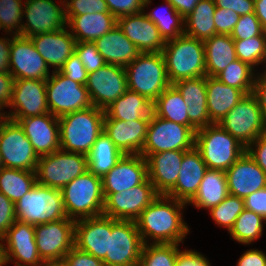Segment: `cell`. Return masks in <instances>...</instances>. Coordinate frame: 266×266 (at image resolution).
<instances>
[{
  "mask_svg": "<svg viewBox=\"0 0 266 266\" xmlns=\"http://www.w3.org/2000/svg\"><path fill=\"white\" fill-rule=\"evenodd\" d=\"M187 203L159 195L135 220L144 244H184L190 235V225L185 222Z\"/></svg>",
  "mask_w": 266,
  "mask_h": 266,
  "instance_id": "obj_1",
  "label": "cell"
},
{
  "mask_svg": "<svg viewBox=\"0 0 266 266\" xmlns=\"http://www.w3.org/2000/svg\"><path fill=\"white\" fill-rule=\"evenodd\" d=\"M104 116L103 109L91 106L59 117L60 149L87 155L104 131Z\"/></svg>",
  "mask_w": 266,
  "mask_h": 266,
  "instance_id": "obj_2",
  "label": "cell"
},
{
  "mask_svg": "<svg viewBox=\"0 0 266 266\" xmlns=\"http://www.w3.org/2000/svg\"><path fill=\"white\" fill-rule=\"evenodd\" d=\"M162 54L171 85L180 80L206 76L203 41L182 34L166 41Z\"/></svg>",
  "mask_w": 266,
  "mask_h": 266,
  "instance_id": "obj_3",
  "label": "cell"
},
{
  "mask_svg": "<svg viewBox=\"0 0 266 266\" xmlns=\"http://www.w3.org/2000/svg\"><path fill=\"white\" fill-rule=\"evenodd\" d=\"M67 218L79 220L103 215L102 178L89 170L61 189Z\"/></svg>",
  "mask_w": 266,
  "mask_h": 266,
  "instance_id": "obj_4",
  "label": "cell"
},
{
  "mask_svg": "<svg viewBox=\"0 0 266 266\" xmlns=\"http://www.w3.org/2000/svg\"><path fill=\"white\" fill-rule=\"evenodd\" d=\"M195 147L208 169L222 171L229 169L246 152V147L218 123L196 130Z\"/></svg>",
  "mask_w": 266,
  "mask_h": 266,
  "instance_id": "obj_5",
  "label": "cell"
},
{
  "mask_svg": "<svg viewBox=\"0 0 266 266\" xmlns=\"http://www.w3.org/2000/svg\"><path fill=\"white\" fill-rule=\"evenodd\" d=\"M128 89L154 102L168 88L166 63L161 53H141L126 67Z\"/></svg>",
  "mask_w": 266,
  "mask_h": 266,
  "instance_id": "obj_6",
  "label": "cell"
},
{
  "mask_svg": "<svg viewBox=\"0 0 266 266\" xmlns=\"http://www.w3.org/2000/svg\"><path fill=\"white\" fill-rule=\"evenodd\" d=\"M16 220L39 225L67 218L61 190L36 183L15 203Z\"/></svg>",
  "mask_w": 266,
  "mask_h": 266,
  "instance_id": "obj_7",
  "label": "cell"
},
{
  "mask_svg": "<svg viewBox=\"0 0 266 266\" xmlns=\"http://www.w3.org/2000/svg\"><path fill=\"white\" fill-rule=\"evenodd\" d=\"M87 170V155L59 149L39 157L36 179L40 185L61 190Z\"/></svg>",
  "mask_w": 266,
  "mask_h": 266,
  "instance_id": "obj_8",
  "label": "cell"
},
{
  "mask_svg": "<svg viewBox=\"0 0 266 266\" xmlns=\"http://www.w3.org/2000/svg\"><path fill=\"white\" fill-rule=\"evenodd\" d=\"M265 117L253 93L246 94L218 124L246 148L265 133Z\"/></svg>",
  "mask_w": 266,
  "mask_h": 266,
  "instance_id": "obj_9",
  "label": "cell"
},
{
  "mask_svg": "<svg viewBox=\"0 0 266 266\" xmlns=\"http://www.w3.org/2000/svg\"><path fill=\"white\" fill-rule=\"evenodd\" d=\"M194 146L195 132L189 126L160 118L153 113L140 155L147 159L154 153L171 150L187 151Z\"/></svg>",
  "mask_w": 266,
  "mask_h": 266,
  "instance_id": "obj_10",
  "label": "cell"
},
{
  "mask_svg": "<svg viewBox=\"0 0 266 266\" xmlns=\"http://www.w3.org/2000/svg\"><path fill=\"white\" fill-rule=\"evenodd\" d=\"M0 153L3 167L37 170L39 156L17 121L0 116Z\"/></svg>",
  "mask_w": 266,
  "mask_h": 266,
  "instance_id": "obj_11",
  "label": "cell"
},
{
  "mask_svg": "<svg viewBox=\"0 0 266 266\" xmlns=\"http://www.w3.org/2000/svg\"><path fill=\"white\" fill-rule=\"evenodd\" d=\"M143 245L135 221L111 218L108 251L103 263L106 266H138Z\"/></svg>",
  "mask_w": 266,
  "mask_h": 266,
  "instance_id": "obj_12",
  "label": "cell"
},
{
  "mask_svg": "<svg viewBox=\"0 0 266 266\" xmlns=\"http://www.w3.org/2000/svg\"><path fill=\"white\" fill-rule=\"evenodd\" d=\"M35 242L41 259L47 265L59 264L74 247L75 220L59 219L34 225Z\"/></svg>",
  "mask_w": 266,
  "mask_h": 266,
  "instance_id": "obj_13",
  "label": "cell"
},
{
  "mask_svg": "<svg viewBox=\"0 0 266 266\" xmlns=\"http://www.w3.org/2000/svg\"><path fill=\"white\" fill-rule=\"evenodd\" d=\"M46 98L49 112L58 118L93 106L86 85L59 71H53L46 80Z\"/></svg>",
  "mask_w": 266,
  "mask_h": 266,
  "instance_id": "obj_14",
  "label": "cell"
},
{
  "mask_svg": "<svg viewBox=\"0 0 266 266\" xmlns=\"http://www.w3.org/2000/svg\"><path fill=\"white\" fill-rule=\"evenodd\" d=\"M103 194L104 216L115 220L132 221H135L141 212L159 196L149 179L127 191Z\"/></svg>",
  "mask_w": 266,
  "mask_h": 266,
  "instance_id": "obj_15",
  "label": "cell"
},
{
  "mask_svg": "<svg viewBox=\"0 0 266 266\" xmlns=\"http://www.w3.org/2000/svg\"><path fill=\"white\" fill-rule=\"evenodd\" d=\"M63 7L65 4L62 0L58 3L56 0H24L20 35L31 37L66 27L67 20Z\"/></svg>",
  "mask_w": 266,
  "mask_h": 266,
  "instance_id": "obj_16",
  "label": "cell"
},
{
  "mask_svg": "<svg viewBox=\"0 0 266 266\" xmlns=\"http://www.w3.org/2000/svg\"><path fill=\"white\" fill-rule=\"evenodd\" d=\"M86 88L92 105L105 110L128 90L125 67L106 63L88 73Z\"/></svg>",
  "mask_w": 266,
  "mask_h": 266,
  "instance_id": "obj_17",
  "label": "cell"
},
{
  "mask_svg": "<svg viewBox=\"0 0 266 266\" xmlns=\"http://www.w3.org/2000/svg\"><path fill=\"white\" fill-rule=\"evenodd\" d=\"M8 109L9 112H5L3 116L9 119H23L50 113L46 98V81L15 79Z\"/></svg>",
  "mask_w": 266,
  "mask_h": 266,
  "instance_id": "obj_18",
  "label": "cell"
},
{
  "mask_svg": "<svg viewBox=\"0 0 266 266\" xmlns=\"http://www.w3.org/2000/svg\"><path fill=\"white\" fill-rule=\"evenodd\" d=\"M6 264L14 266H47L41 259L35 242L33 224L16 220L2 237Z\"/></svg>",
  "mask_w": 266,
  "mask_h": 266,
  "instance_id": "obj_19",
  "label": "cell"
},
{
  "mask_svg": "<svg viewBox=\"0 0 266 266\" xmlns=\"http://www.w3.org/2000/svg\"><path fill=\"white\" fill-rule=\"evenodd\" d=\"M9 57L10 74L14 79L46 81L52 74L45 60L36 50L30 37L12 35Z\"/></svg>",
  "mask_w": 266,
  "mask_h": 266,
  "instance_id": "obj_20",
  "label": "cell"
},
{
  "mask_svg": "<svg viewBox=\"0 0 266 266\" xmlns=\"http://www.w3.org/2000/svg\"><path fill=\"white\" fill-rule=\"evenodd\" d=\"M147 179V160L140 154H125L102 178L103 193L127 191Z\"/></svg>",
  "mask_w": 266,
  "mask_h": 266,
  "instance_id": "obj_21",
  "label": "cell"
},
{
  "mask_svg": "<svg viewBox=\"0 0 266 266\" xmlns=\"http://www.w3.org/2000/svg\"><path fill=\"white\" fill-rule=\"evenodd\" d=\"M111 218L101 215L75 221L74 246L103 261L108 251Z\"/></svg>",
  "mask_w": 266,
  "mask_h": 266,
  "instance_id": "obj_22",
  "label": "cell"
},
{
  "mask_svg": "<svg viewBox=\"0 0 266 266\" xmlns=\"http://www.w3.org/2000/svg\"><path fill=\"white\" fill-rule=\"evenodd\" d=\"M22 127L37 155L44 156L60 149L58 117L51 113L31 116L23 119H12Z\"/></svg>",
  "mask_w": 266,
  "mask_h": 266,
  "instance_id": "obj_23",
  "label": "cell"
},
{
  "mask_svg": "<svg viewBox=\"0 0 266 266\" xmlns=\"http://www.w3.org/2000/svg\"><path fill=\"white\" fill-rule=\"evenodd\" d=\"M117 25L141 53H161L165 41L144 11L117 18Z\"/></svg>",
  "mask_w": 266,
  "mask_h": 266,
  "instance_id": "obj_24",
  "label": "cell"
},
{
  "mask_svg": "<svg viewBox=\"0 0 266 266\" xmlns=\"http://www.w3.org/2000/svg\"><path fill=\"white\" fill-rule=\"evenodd\" d=\"M225 172L230 195L244 199L266 187V173L247 151Z\"/></svg>",
  "mask_w": 266,
  "mask_h": 266,
  "instance_id": "obj_25",
  "label": "cell"
},
{
  "mask_svg": "<svg viewBox=\"0 0 266 266\" xmlns=\"http://www.w3.org/2000/svg\"><path fill=\"white\" fill-rule=\"evenodd\" d=\"M36 50L53 71H59L68 58L75 52L76 40L67 26L56 31L30 37Z\"/></svg>",
  "mask_w": 266,
  "mask_h": 266,
  "instance_id": "obj_26",
  "label": "cell"
},
{
  "mask_svg": "<svg viewBox=\"0 0 266 266\" xmlns=\"http://www.w3.org/2000/svg\"><path fill=\"white\" fill-rule=\"evenodd\" d=\"M149 120L150 117L130 121L104 119L103 132L124 155L140 154L145 143Z\"/></svg>",
  "mask_w": 266,
  "mask_h": 266,
  "instance_id": "obj_27",
  "label": "cell"
},
{
  "mask_svg": "<svg viewBox=\"0 0 266 266\" xmlns=\"http://www.w3.org/2000/svg\"><path fill=\"white\" fill-rule=\"evenodd\" d=\"M184 153L181 150L162 151L146 159L148 179L159 195H166L175 186Z\"/></svg>",
  "mask_w": 266,
  "mask_h": 266,
  "instance_id": "obj_28",
  "label": "cell"
},
{
  "mask_svg": "<svg viewBox=\"0 0 266 266\" xmlns=\"http://www.w3.org/2000/svg\"><path fill=\"white\" fill-rule=\"evenodd\" d=\"M207 169L200 151L195 146L185 151L177 182L166 195L188 203L197 193Z\"/></svg>",
  "mask_w": 266,
  "mask_h": 266,
  "instance_id": "obj_29",
  "label": "cell"
},
{
  "mask_svg": "<svg viewBox=\"0 0 266 266\" xmlns=\"http://www.w3.org/2000/svg\"><path fill=\"white\" fill-rule=\"evenodd\" d=\"M172 85L188 106L189 122L197 130L212 124L207 108L206 76L180 80Z\"/></svg>",
  "mask_w": 266,
  "mask_h": 266,
  "instance_id": "obj_30",
  "label": "cell"
},
{
  "mask_svg": "<svg viewBox=\"0 0 266 266\" xmlns=\"http://www.w3.org/2000/svg\"><path fill=\"white\" fill-rule=\"evenodd\" d=\"M98 52L102 55L105 63L126 67L141 52L124 35L116 25L109 32L94 41Z\"/></svg>",
  "mask_w": 266,
  "mask_h": 266,
  "instance_id": "obj_31",
  "label": "cell"
},
{
  "mask_svg": "<svg viewBox=\"0 0 266 266\" xmlns=\"http://www.w3.org/2000/svg\"><path fill=\"white\" fill-rule=\"evenodd\" d=\"M207 108L211 123H218L245 96L216 77L206 76Z\"/></svg>",
  "mask_w": 266,
  "mask_h": 266,
  "instance_id": "obj_32",
  "label": "cell"
},
{
  "mask_svg": "<svg viewBox=\"0 0 266 266\" xmlns=\"http://www.w3.org/2000/svg\"><path fill=\"white\" fill-rule=\"evenodd\" d=\"M117 25V18L111 13H93L72 16L67 28L78 42H94Z\"/></svg>",
  "mask_w": 266,
  "mask_h": 266,
  "instance_id": "obj_33",
  "label": "cell"
},
{
  "mask_svg": "<svg viewBox=\"0 0 266 266\" xmlns=\"http://www.w3.org/2000/svg\"><path fill=\"white\" fill-rule=\"evenodd\" d=\"M228 195L226 172L207 169L197 193L187 205L209 211L212 207L219 205Z\"/></svg>",
  "mask_w": 266,
  "mask_h": 266,
  "instance_id": "obj_34",
  "label": "cell"
},
{
  "mask_svg": "<svg viewBox=\"0 0 266 266\" xmlns=\"http://www.w3.org/2000/svg\"><path fill=\"white\" fill-rule=\"evenodd\" d=\"M206 76L215 77L237 60L234 40L227 34H215L204 41Z\"/></svg>",
  "mask_w": 266,
  "mask_h": 266,
  "instance_id": "obj_35",
  "label": "cell"
},
{
  "mask_svg": "<svg viewBox=\"0 0 266 266\" xmlns=\"http://www.w3.org/2000/svg\"><path fill=\"white\" fill-rule=\"evenodd\" d=\"M104 113V119L138 120L152 116L153 102L128 89L116 101L106 107Z\"/></svg>",
  "mask_w": 266,
  "mask_h": 266,
  "instance_id": "obj_36",
  "label": "cell"
},
{
  "mask_svg": "<svg viewBox=\"0 0 266 266\" xmlns=\"http://www.w3.org/2000/svg\"><path fill=\"white\" fill-rule=\"evenodd\" d=\"M213 0H200L193 11L184 18V34L205 41L216 34Z\"/></svg>",
  "mask_w": 266,
  "mask_h": 266,
  "instance_id": "obj_37",
  "label": "cell"
},
{
  "mask_svg": "<svg viewBox=\"0 0 266 266\" xmlns=\"http://www.w3.org/2000/svg\"><path fill=\"white\" fill-rule=\"evenodd\" d=\"M123 155L114 142L102 132L87 154L88 170L103 178Z\"/></svg>",
  "mask_w": 266,
  "mask_h": 266,
  "instance_id": "obj_38",
  "label": "cell"
},
{
  "mask_svg": "<svg viewBox=\"0 0 266 266\" xmlns=\"http://www.w3.org/2000/svg\"><path fill=\"white\" fill-rule=\"evenodd\" d=\"M152 0H144V13L157 26L161 37L164 41L176 39L184 34V18L174 9L168 1L162 3V7L151 9ZM146 9H148L146 11Z\"/></svg>",
  "mask_w": 266,
  "mask_h": 266,
  "instance_id": "obj_39",
  "label": "cell"
},
{
  "mask_svg": "<svg viewBox=\"0 0 266 266\" xmlns=\"http://www.w3.org/2000/svg\"><path fill=\"white\" fill-rule=\"evenodd\" d=\"M188 106L180 92L170 85L153 102V113L163 119L189 126L194 132L196 128L189 122Z\"/></svg>",
  "mask_w": 266,
  "mask_h": 266,
  "instance_id": "obj_40",
  "label": "cell"
},
{
  "mask_svg": "<svg viewBox=\"0 0 266 266\" xmlns=\"http://www.w3.org/2000/svg\"><path fill=\"white\" fill-rule=\"evenodd\" d=\"M37 183L36 172L2 167L0 192L16 203Z\"/></svg>",
  "mask_w": 266,
  "mask_h": 266,
  "instance_id": "obj_41",
  "label": "cell"
},
{
  "mask_svg": "<svg viewBox=\"0 0 266 266\" xmlns=\"http://www.w3.org/2000/svg\"><path fill=\"white\" fill-rule=\"evenodd\" d=\"M265 224L266 220L262 216L244 209L237 217L229 234L238 244L249 246L262 237Z\"/></svg>",
  "mask_w": 266,
  "mask_h": 266,
  "instance_id": "obj_42",
  "label": "cell"
},
{
  "mask_svg": "<svg viewBox=\"0 0 266 266\" xmlns=\"http://www.w3.org/2000/svg\"><path fill=\"white\" fill-rule=\"evenodd\" d=\"M256 74L251 66L237 59L215 77L228 86L240 89L246 95L253 93Z\"/></svg>",
  "mask_w": 266,
  "mask_h": 266,
  "instance_id": "obj_43",
  "label": "cell"
},
{
  "mask_svg": "<svg viewBox=\"0 0 266 266\" xmlns=\"http://www.w3.org/2000/svg\"><path fill=\"white\" fill-rule=\"evenodd\" d=\"M234 44L237 59L251 66L257 73L259 65H263L266 71V31L246 40H234Z\"/></svg>",
  "mask_w": 266,
  "mask_h": 266,
  "instance_id": "obj_44",
  "label": "cell"
},
{
  "mask_svg": "<svg viewBox=\"0 0 266 266\" xmlns=\"http://www.w3.org/2000/svg\"><path fill=\"white\" fill-rule=\"evenodd\" d=\"M182 244H144L138 266H175Z\"/></svg>",
  "mask_w": 266,
  "mask_h": 266,
  "instance_id": "obj_45",
  "label": "cell"
},
{
  "mask_svg": "<svg viewBox=\"0 0 266 266\" xmlns=\"http://www.w3.org/2000/svg\"><path fill=\"white\" fill-rule=\"evenodd\" d=\"M243 210L244 199L229 194L219 205L212 207L208 212L215 224L225 228L229 233Z\"/></svg>",
  "mask_w": 266,
  "mask_h": 266,
  "instance_id": "obj_46",
  "label": "cell"
},
{
  "mask_svg": "<svg viewBox=\"0 0 266 266\" xmlns=\"http://www.w3.org/2000/svg\"><path fill=\"white\" fill-rule=\"evenodd\" d=\"M23 0H0V31L5 34L22 33Z\"/></svg>",
  "mask_w": 266,
  "mask_h": 266,
  "instance_id": "obj_47",
  "label": "cell"
},
{
  "mask_svg": "<svg viewBox=\"0 0 266 266\" xmlns=\"http://www.w3.org/2000/svg\"><path fill=\"white\" fill-rule=\"evenodd\" d=\"M265 32L255 13L239 16L230 36L233 40H246L251 37L260 36Z\"/></svg>",
  "mask_w": 266,
  "mask_h": 266,
  "instance_id": "obj_48",
  "label": "cell"
},
{
  "mask_svg": "<svg viewBox=\"0 0 266 266\" xmlns=\"http://www.w3.org/2000/svg\"><path fill=\"white\" fill-rule=\"evenodd\" d=\"M64 8L67 21L72 16L110 13L105 0H69Z\"/></svg>",
  "mask_w": 266,
  "mask_h": 266,
  "instance_id": "obj_49",
  "label": "cell"
},
{
  "mask_svg": "<svg viewBox=\"0 0 266 266\" xmlns=\"http://www.w3.org/2000/svg\"><path fill=\"white\" fill-rule=\"evenodd\" d=\"M75 53L83 63L87 73L94 72L106 64L94 42L76 43Z\"/></svg>",
  "mask_w": 266,
  "mask_h": 266,
  "instance_id": "obj_50",
  "label": "cell"
},
{
  "mask_svg": "<svg viewBox=\"0 0 266 266\" xmlns=\"http://www.w3.org/2000/svg\"><path fill=\"white\" fill-rule=\"evenodd\" d=\"M59 72L64 74L72 81L78 82L83 85H86L87 83L88 73L75 52L63 64Z\"/></svg>",
  "mask_w": 266,
  "mask_h": 266,
  "instance_id": "obj_51",
  "label": "cell"
},
{
  "mask_svg": "<svg viewBox=\"0 0 266 266\" xmlns=\"http://www.w3.org/2000/svg\"><path fill=\"white\" fill-rule=\"evenodd\" d=\"M109 12L116 18L144 11V0H105Z\"/></svg>",
  "mask_w": 266,
  "mask_h": 266,
  "instance_id": "obj_52",
  "label": "cell"
},
{
  "mask_svg": "<svg viewBox=\"0 0 266 266\" xmlns=\"http://www.w3.org/2000/svg\"><path fill=\"white\" fill-rule=\"evenodd\" d=\"M239 15L231 9H224L216 7L214 12V24L216 27V34L230 35L237 24Z\"/></svg>",
  "mask_w": 266,
  "mask_h": 266,
  "instance_id": "obj_53",
  "label": "cell"
},
{
  "mask_svg": "<svg viewBox=\"0 0 266 266\" xmlns=\"http://www.w3.org/2000/svg\"><path fill=\"white\" fill-rule=\"evenodd\" d=\"M60 266H104L103 261L93 255L77 249L75 246L59 263Z\"/></svg>",
  "mask_w": 266,
  "mask_h": 266,
  "instance_id": "obj_54",
  "label": "cell"
},
{
  "mask_svg": "<svg viewBox=\"0 0 266 266\" xmlns=\"http://www.w3.org/2000/svg\"><path fill=\"white\" fill-rule=\"evenodd\" d=\"M16 221L15 203L0 192V237L2 238L6 232Z\"/></svg>",
  "mask_w": 266,
  "mask_h": 266,
  "instance_id": "obj_55",
  "label": "cell"
},
{
  "mask_svg": "<svg viewBox=\"0 0 266 266\" xmlns=\"http://www.w3.org/2000/svg\"><path fill=\"white\" fill-rule=\"evenodd\" d=\"M244 209L253 211L266 220V187L245 197Z\"/></svg>",
  "mask_w": 266,
  "mask_h": 266,
  "instance_id": "obj_56",
  "label": "cell"
},
{
  "mask_svg": "<svg viewBox=\"0 0 266 266\" xmlns=\"http://www.w3.org/2000/svg\"><path fill=\"white\" fill-rule=\"evenodd\" d=\"M175 266H211L210 260L195 249H185L179 254Z\"/></svg>",
  "mask_w": 266,
  "mask_h": 266,
  "instance_id": "obj_57",
  "label": "cell"
},
{
  "mask_svg": "<svg viewBox=\"0 0 266 266\" xmlns=\"http://www.w3.org/2000/svg\"><path fill=\"white\" fill-rule=\"evenodd\" d=\"M246 151L266 173V133H263L254 142H252L246 148Z\"/></svg>",
  "mask_w": 266,
  "mask_h": 266,
  "instance_id": "obj_58",
  "label": "cell"
},
{
  "mask_svg": "<svg viewBox=\"0 0 266 266\" xmlns=\"http://www.w3.org/2000/svg\"><path fill=\"white\" fill-rule=\"evenodd\" d=\"M218 8L231 9L237 15L254 13V0H213Z\"/></svg>",
  "mask_w": 266,
  "mask_h": 266,
  "instance_id": "obj_59",
  "label": "cell"
},
{
  "mask_svg": "<svg viewBox=\"0 0 266 266\" xmlns=\"http://www.w3.org/2000/svg\"><path fill=\"white\" fill-rule=\"evenodd\" d=\"M14 78L10 73H0V115L3 116L11 102Z\"/></svg>",
  "mask_w": 266,
  "mask_h": 266,
  "instance_id": "obj_60",
  "label": "cell"
},
{
  "mask_svg": "<svg viewBox=\"0 0 266 266\" xmlns=\"http://www.w3.org/2000/svg\"><path fill=\"white\" fill-rule=\"evenodd\" d=\"M237 266H266V253L256 249H247L241 254Z\"/></svg>",
  "mask_w": 266,
  "mask_h": 266,
  "instance_id": "obj_61",
  "label": "cell"
},
{
  "mask_svg": "<svg viewBox=\"0 0 266 266\" xmlns=\"http://www.w3.org/2000/svg\"><path fill=\"white\" fill-rule=\"evenodd\" d=\"M259 71L255 77L253 94L256 96L262 113L266 118V71L263 68H260Z\"/></svg>",
  "mask_w": 266,
  "mask_h": 266,
  "instance_id": "obj_62",
  "label": "cell"
},
{
  "mask_svg": "<svg viewBox=\"0 0 266 266\" xmlns=\"http://www.w3.org/2000/svg\"><path fill=\"white\" fill-rule=\"evenodd\" d=\"M8 36V37H6ZM12 35L4 34L0 37V73H10L9 57L11 47Z\"/></svg>",
  "mask_w": 266,
  "mask_h": 266,
  "instance_id": "obj_63",
  "label": "cell"
},
{
  "mask_svg": "<svg viewBox=\"0 0 266 266\" xmlns=\"http://www.w3.org/2000/svg\"><path fill=\"white\" fill-rule=\"evenodd\" d=\"M172 4L174 9L185 18L191 13L200 0H165Z\"/></svg>",
  "mask_w": 266,
  "mask_h": 266,
  "instance_id": "obj_64",
  "label": "cell"
},
{
  "mask_svg": "<svg viewBox=\"0 0 266 266\" xmlns=\"http://www.w3.org/2000/svg\"><path fill=\"white\" fill-rule=\"evenodd\" d=\"M254 13L266 31V0H254Z\"/></svg>",
  "mask_w": 266,
  "mask_h": 266,
  "instance_id": "obj_65",
  "label": "cell"
},
{
  "mask_svg": "<svg viewBox=\"0 0 266 266\" xmlns=\"http://www.w3.org/2000/svg\"><path fill=\"white\" fill-rule=\"evenodd\" d=\"M7 266L6 257H5V249L3 245L2 238L0 237V266Z\"/></svg>",
  "mask_w": 266,
  "mask_h": 266,
  "instance_id": "obj_66",
  "label": "cell"
},
{
  "mask_svg": "<svg viewBox=\"0 0 266 266\" xmlns=\"http://www.w3.org/2000/svg\"><path fill=\"white\" fill-rule=\"evenodd\" d=\"M3 167V162H2V157H1V153H0V169Z\"/></svg>",
  "mask_w": 266,
  "mask_h": 266,
  "instance_id": "obj_67",
  "label": "cell"
},
{
  "mask_svg": "<svg viewBox=\"0 0 266 266\" xmlns=\"http://www.w3.org/2000/svg\"><path fill=\"white\" fill-rule=\"evenodd\" d=\"M64 2V4H66L69 0H62Z\"/></svg>",
  "mask_w": 266,
  "mask_h": 266,
  "instance_id": "obj_68",
  "label": "cell"
}]
</instances>
